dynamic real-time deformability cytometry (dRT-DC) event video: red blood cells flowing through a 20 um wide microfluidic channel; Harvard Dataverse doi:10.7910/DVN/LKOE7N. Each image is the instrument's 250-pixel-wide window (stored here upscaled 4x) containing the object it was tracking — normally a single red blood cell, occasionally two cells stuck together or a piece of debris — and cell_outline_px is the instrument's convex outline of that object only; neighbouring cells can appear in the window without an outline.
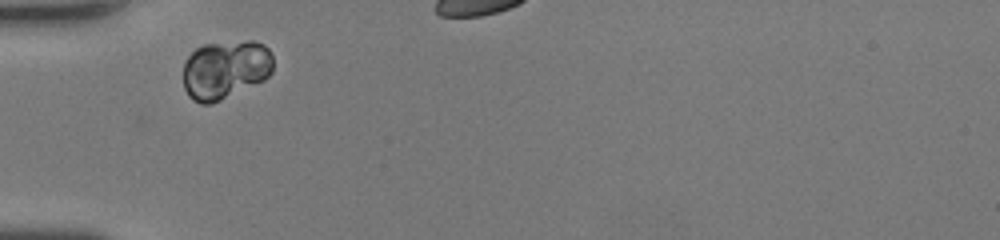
{"species": "human", "species_latin": "Homo sapiens", "temperature_condition": "room temperature", "stored_images_in_passage": 26, "camera_frame_rate_fps": 3000, "um_per_image_px": 0.085, "donor": {"sex": "female"}, "frame": {"image": 1, "passage_image": 2, "time_ms": 0.333, "image_size_px": [1000, 240], "cell_outline_px": [[272, 72], [264, 80], [212, 104], [200, 104], [192, 100], [188, 96], [184, 88], [184, 64], [188, 56], [196, 48], [204, 44], [248, 40], [252, 40], [264, 44], [268, 48], [272, 56]], "centroid_in_image_um": [19.15, 5.91], "position_along_channel_um": 65.9, "area_um2": 30.98}}
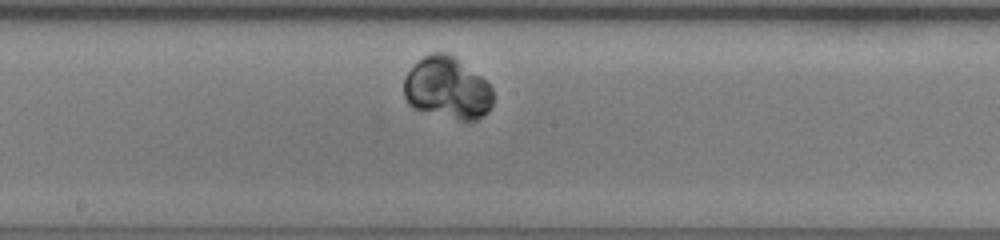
{"frame": {"image": 2, "passage_image": 13, "time_ms": 4.0, "image_size_px": [1000, 240], "cell_outline_px": [[492, 104], [488, 112], [484, 116], [468, 124], [416, 108], [408, 104], [404, 96], [404, 80], [408, 72], [424, 56], [432, 52], [444, 52], [452, 56], [480, 76], [492, 88]], "centroid_in_image_um": [38.04, 7.54], "position_along_channel_um": 210.2, "area_um2": 32.08}}
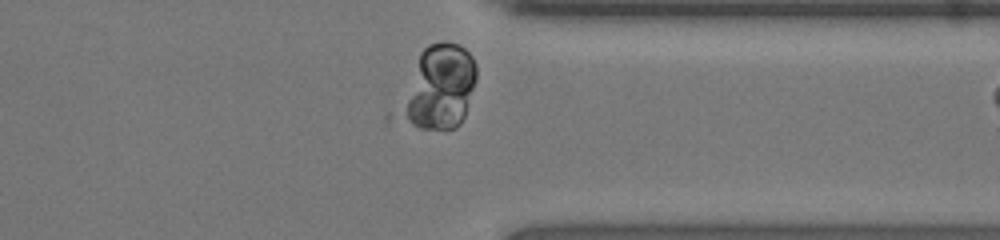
{"frame": {"image": 3, "passage_image": 25, "time_ms": 8.0, "image_size_px": [1000, 240], "cell_outline_px": [[476, 80], [464, 116], [460, 124], [456, 128], [420, 128], [384, 120], [384, 116], [420, 52], [428, 44], [444, 40], [456, 44], [464, 48], [472, 56], [476, 64]], "centroid_in_image_um": [37.02, 7.51], "position_along_channel_um": 374.4, "area_um2": 40.63}}